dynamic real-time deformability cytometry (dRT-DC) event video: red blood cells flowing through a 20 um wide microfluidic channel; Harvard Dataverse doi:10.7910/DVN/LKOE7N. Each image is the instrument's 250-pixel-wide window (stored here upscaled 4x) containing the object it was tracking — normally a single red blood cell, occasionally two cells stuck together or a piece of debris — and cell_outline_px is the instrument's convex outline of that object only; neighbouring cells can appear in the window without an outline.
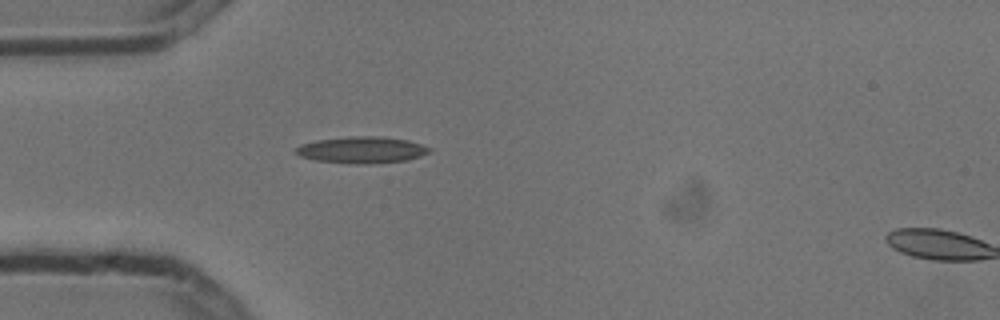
{"species": "common noctule bat (a hibernating species)", "species_latin": "Nyctalus noctula", "temperature_condition": "cold", "stored_images_in_passage": 2, "segment_of_instrument_passage": [1, 2], "camera_frame_rate_fps": 3000, "um_per_image_px": 0.085, "animal": {"sex": "male", "body_mass_g": 13.3}, "frame": {"image": 1, "passage_image": 1, "time_ms": 0.0, "image_size_px": [1000, 320], "cell_outline_px": [[432, 152], [420, 156], [404, 160], [368, 164], [356, 164], [316, 160], [300, 156], [296, 152], [296, 148], [300, 144], [316, 140], [348, 136], [380, 136], [408, 140], [432, 148]], "centroid_in_image_um": [30.76, 12.73], "position_along_channel_um": 54.2, "area_um2": 20.63}}